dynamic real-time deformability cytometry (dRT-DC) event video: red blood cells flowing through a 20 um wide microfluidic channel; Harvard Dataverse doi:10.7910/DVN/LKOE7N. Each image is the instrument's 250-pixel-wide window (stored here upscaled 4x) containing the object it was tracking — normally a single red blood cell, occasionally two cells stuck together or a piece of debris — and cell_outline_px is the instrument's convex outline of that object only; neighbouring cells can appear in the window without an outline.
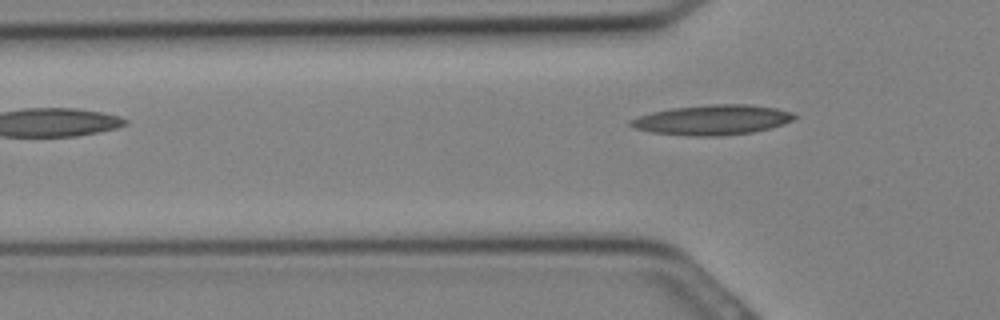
{"species": "Egyptian fruit bat (a non-hibernating species)", "species_latin": "Rousettus aegyptiacus", "temperature_condition": "cold", "stored_images_in_passage": 9, "segment_of_instrument_passage": [2, 2], "camera_frame_rate_fps": 3000, "um_per_image_px": 0.085, "animal": {"sex": "female"}, "frame": {"image": 1, "passage_image": 9, "time_ms": 2.667, "image_size_px": [1000, 320], "cell_outline_px": [[796, 116], [792, 120], [784, 124], [772, 128], [752, 132], [720, 136], [688, 136], [648, 132], [636, 128], [628, 124], [628, 120], [652, 112], [672, 108], [712, 104], [744, 104], [776, 108], [792, 112]], "centroid_in_image_um": [60.54, 10.2], "position_along_channel_um": 65.3, "area_um2": 28.67}}